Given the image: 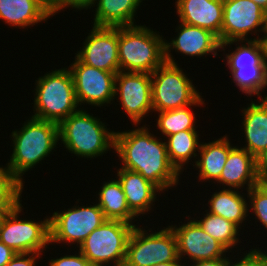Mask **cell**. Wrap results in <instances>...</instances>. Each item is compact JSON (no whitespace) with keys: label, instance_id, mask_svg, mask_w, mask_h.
<instances>
[{"label":"cell","instance_id":"cell-1","mask_svg":"<svg viewBox=\"0 0 267 266\" xmlns=\"http://www.w3.org/2000/svg\"><path fill=\"white\" fill-rule=\"evenodd\" d=\"M143 126L115 132L114 151L123 163L120 168L140 173L162 192L177 187L180 173L169 160L165 139L160 141Z\"/></svg>","mask_w":267,"mask_h":266},{"label":"cell","instance_id":"cell-2","mask_svg":"<svg viewBox=\"0 0 267 266\" xmlns=\"http://www.w3.org/2000/svg\"><path fill=\"white\" fill-rule=\"evenodd\" d=\"M22 126L11 133L13 152L6 165L23 183V174L55 151L60 140L57 123L31 116Z\"/></svg>","mask_w":267,"mask_h":266},{"label":"cell","instance_id":"cell-3","mask_svg":"<svg viewBox=\"0 0 267 266\" xmlns=\"http://www.w3.org/2000/svg\"><path fill=\"white\" fill-rule=\"evenodd\" d=\"M58 126L59 140L71 154L91 160L114 150L115 131L85 109H78Z\"/></svg>","mask_w":267,"mask_h":266},{"label":"cell","instance_id":"cell-4","mask_svg":"<svg viewBox=\"0 0 267 266\" xmlns=\"http://www.w3.org/2000/svg\"><path fill=\"white\" fill-rule=\"evenodd\" d=\"M165 39L146 25L118 27L120 71L151 74L165 62Z\"/></svg>","mask_w":267,"mask_h":266},{"label":"cell","instance_id":"cell-5","mask_svg":"<svg viewBox=\"0 0 267 266\" xmlns=\"http://www.w3.org/2000/svg\"><path fill=\"white\" fill-rule=\"evenodd\" d=\"M34 114L32 117L58 125L80 109L73 76L69 68L46 73L35 82Z\"/></svg>","mask_w":267,"mask_h":266},{"label":"cell","instance_id":"cell-6","mask_svg":"<svg viewBox=\"0 0 267 266\" xmlns=\"http://www.w3.org/2000/svg\"><path fill=\"white\" fill-rule=\"evenodd\" d=\"M259 37L258 34L254 39L227 41L220 44V50L225 51L228 45L235 43L238 45L230 54H224L233 83L247 97L257 95L260 100L263 99L260 94L267 87V66Z\"/></svg>","mask_w":267,"mask_h":266},{"label":"cell","instance_id":"cell-7","mask_svg":"<svg viewBox=\"0 0 267 266\" xmlns=\"http://www.w3.org/2000/svg\"><path fill=\"white\" fill-rule=\"evenodd\" d=\"M153 111L161 112L194 105L201 97L191 78L178 66L164 62L151 74Z\"/></svg>","mask_w":267,"mask_h":266},{"label":"cell","instance_id":"cell-8","mask_svg":"<svg viewBox=\"0 0 267 266\" xmlns=\"http://www.w3.org/2000/svg\"><path fill=\"white\" fill-rule=\"evenodd\" d=\"M135 224L106 220L79 245L89 263L102 266H124L127 242Z\"/></svg>","mask_w":267,"mask_h":266},{"label":"cell","instance_id":"cell-9","mask_svg":"<svg viewBox=\"0 0 267 266\" xmlns=\"http://www.w3.org/2000/svg\"><path fill=\"white\" fill-rule=\"evenodd\" d=\"M136 226L127 242L124 266H153L181 260L178 256L177 239L170 226L153 233L150 232L151 229L145 230Z\"/></svg>","mask_w":267,"mask_h":266},{"label":"cell","instance_id":"cell-10","mask_svg":"<svg viewBox=\"0 0 267 266\" xmlns=\"http://www.w3.org/2000/svg\"><path fill=\"white\" fill-rule=\"evenodd\" d=\"M22 207L19 204L4 215L0 241L16 253H41L50 245L49 217L37 222L20 219Z\"/></svg>","mask_w":267,"mask_h":266},{"label":"cell","instance_id":"cell-11","mask_svg":"<svg viewBox=\"0 0 267 266\" xmlns=\"http://www.w3.org/2000/svg\"><path fill=\"white\" fill-rule=\"evenodd\" d=\"M49 216L50 244L70 243L77 247L89 234L107 219L98 204L73 206L66 211L54 212Z\"/></svg>","mask_w":267,"mask_h":266},{"label":"cell","instance_id":"cell-12","mask_svg":"<svg viewBox=\"0 0 267 266\" xmlns=\"http://www.w3.org/2000/svg\"><path fill=\"white\" fill-rule=\"evenodd\" d=\"M68 68L74 81L79 106L90 104L101 107L116 99L114 94L117 73L103 71L80 62L76 57Z\"/></svg>","mask_w":267,"mask_h":266},{"label":"cell","instance_id":"cell-13","mask_svg":"<svg viewBox=\"0 0 267 266\" xmlns=\"http://www.w3.org/2000/svg\"><path fill=\"white\" fill-rule=\"evenodd\" d=\"M114 94L133 122L134 127L150 112L153 113L151 75L144 72L119 71L115 77Z\"/></svg>","mask_w":267,"mask_h":266},{"label":"cell","instance_id":"cell-14","mask_svg":"<svg viewBox=\"0 0 267 266\" xmlns=\"http://www.w3.org/2000/svg\"><path fill=\"white\" fill-rule=\"evenodd\" d=\"M264 17L265 11L251 0H223L221 43L264 33Z\"/></svg>","mask_w":267,"mask_h":266},{"label":"cell","instance_id":"cell-15","mask_svg":"<svg viewBox=\"0 0 267 266\" xmlns=\"http://www.w3.org/2000/svg\"><path fill=\"white\" fill-rule=\"evenodd\" d=\"M88 33L76 58L103 71H120L118 57V27L94 26Z\"/></svg>","mask_w":267,"mask_h":266},{"label":"cell","instance_id":"cell-16","mask_svg":"<svg viewBox=\"0 0 267 266\" xmlns=\"http://www.w3.org/2000/svg\"><path fill=\"white\" fill-rule=\"evenodd\" d=\"M193 219V220H191ZM187 223L170 227L177 239L178 256L182 260L189 259L190 262L200 260H212L216 258H226L229 250L206 233L202 227L191 218ZM187 256V257H186Z\"/></svg>","mask_w":267,"mask_h":266},{"label":"cell","instance_id":"cell-17","mask_svg":"<svg viewBox=\"0 0 267 266\" xmlns=\"http://www.w3.org/2000/svg\"><path fill=\"white\" fill-rule=\"evenodd\" d=\"M176 31L177 37H174L170 42L165 39V62L177 65L170 53L173 49L180 54L190 57L196 56L197 58L208 54L218 55L217 52L220 50L221 43L211 31L182 22L176 27Z\"/></svg>","mask_w":267,"mask_h":266},{"label":"cell","instance_id":"cell-18","mask_svg":"<svg viewBox=\"0 0 267 266\" xmlns=\"http://www.w3.org/2000/svg\"><path fill=\"white\" fill-rule=\"evenodd\" d=\"M179 22L207 29L221 43L223 0H175Z\"/></svg>","mask_w":267,"mask_h":266},{"label":"cell","instance_id":"cell-19","mask_svg":"<svg viewBox=\"0 0 267 266\" xmlns=\"http://www.w3.org/2000/svg\"><path fill=\"white\" fill-rule=\"evenodd\" d=\"M217 183L228 189H243L248 191L259 184L256 172V160L246 149L235 146L228 155L227 161Z\"/></svg>","mask_w":267,"mask_h":266},{"label":"cell","instance_id":"cell-20","mask_svg":"<svg viewBox=\"0 0 267 266\" xmlns=\"http://www.w3.org/2000/svg\"><path fill=\"white\" fill-rule=\"evenodd\" d=\"M122 186L129 209L137 216L147 214L162 192L157 186L146 180L140 173L124 168L117 170V178ZM147 212V213H146Z\"/></svg>","mask_w":267,"mask_h":266},{"label":"cell","instance_id":"cell-21","mask_svg":"<svg viewBox=\"0 0 267 266\" xmlns=\"http://www.w3.org/2000/svg\"><path fill=\"white\" fill-rule=\"evenodd\" d=\"M50 17L48 0H0V19L10 26L27 28Z\"/></svg>","mask_w":267,"mask_h":266},{"label":"cell","instance_id":"cell-22","mask_svg":"<svg viewBox=\"0 0 267 266\" xmlns=\"http://www.w3.org/2000/svg\"><path fill=\"white\" fill-rule=\"evenodd\" d=\"M258 103L252 101L247 108H242L245 142L243 149L256 157L267 148V95ZM260 102V103H259Z\"/></svg>","mask_w":267,"mask_h":266},{"label":"cell","instance_id":"cell-23","mask_svg":"<svg viewBox=\"0 0 267 266\" xmlns=\"http://www.w3.org/2000/svg\"><path fill=\"white\" fill-rule=\"evenodd\" d=\"M228 135H225L217 140L200 145L198 160H195V166L199 172V179L203 182H217L220 174L227 161L229 152L235 147L228 140ZM200 157V159H199Z\"/></svg>","mask_w":267,"mask_h":266},{"label":"cell","instance_id":"cell-24","mask_svg":"<svg viewBox=\"0 0 267 266\" xmlns=\"http://www.w3.org/2000/svg\"><path fill=\"white\" fill-rule=\"evenodd\" d=\"M143 0H95L94 26H135V15Z\"/></svg>","mask_w":267,"mask_h":266},{"label":"cell","instance_id":"cell-25","mask_svg":"<svg viewBox=\"0 0 267 266\" xmlns=\"http://www.w3.org/2000/svg\"><path fill=\"white\" fill-rule=\"evenodd\" d=\"M242 194L238 189L222 188L211 195V199L208 200L209 209L205 212L219 215L241 229L242 223L250 214L248 213V202L244 193Z\"/></svg>","mask_w":267,"mask_h":266},{"label":"cell","instance_id":"cell-26","mask_svg":"<svg viewBox=\"0 0 267 266\" xmlns=\"http://www.w3.org/2000/svg\"><path fill=\"white\" fill-rule=\"evenodd\" d=\"M98 193V206L101 208L107 220H120L129 224L137 221V217L127 204L125 194L119 180H109L102 183Z\"/></svg>","mask_w":267,"mask_h":266},{"label":"cell","instance_id":"cell-27","mask_svg":"<svg viewBox=\"0 0 267 266\" xmlns=\"http://www.w3.org/2000/svg\"><path fill=\"white\" fill-rule=\"evenodd\" d=\"M198 133L196 130H183L166 137L169 160L180 174L184 171L183 166L198 156L196 151L199 152L201 145Z\"/></svg>","mask_w":267,"mask_h":266},{"label":"cell","instance_id":"cell-28","mask_svg":"<svg viewBox=\"0 0 267 266\" xmlns=\"http://www.w3.org/2000/svg\"><path fill=\"white\" fill-rule=\"evenodd\" d=\"M204 101L201 96L194 105L157 112L159 115L158 119H156V127L166 137L183 130H196V116L189 108L191 106H203V104L205 105Z\"/></svg>","mask_w":267,"mask_h":266},{"label":"cell","instance_id":"cell-29","mask_svg":"<svg viewBox=\"0 0 267 266\" xmlns=\"http://www.w3.org/2000/svg\"><path fill=\"white\" fill-rule=\"evenodd\" d=\"M195 221L206 233L218 240L228 250H232L238 245L240 228L236 224L209 212L205 213L202 219H195Z\"/></svg>","mask_w":267,"mask_h":266},{"label":"cell","instance_id":"cell-30","mask_svg":"<svg viewBox=\"0 0 267 266\" xmlns=\"http://www.w3.org/2000/svg\"><path fill=\"white\" fill-rule=\"evenodd\" d=\"M24 189L22 183L7 167L0 166V206L7 211L13 210L21 204V194Z\"/></svg>","mask_w":267,"mask_h":266},{"label":"cell","instance_id":"cell-31","mask_svg":"<svg viewBox=\"0 0 267 266\" xmlns=\"http://www.w3.org/2000/svg\"><path fill=\"white\" fill-rule=\"evenodd\" d=\"M246 197L250 198L248 202V210L251 209L254 215L264 228L267 229V191L257 184L247 191ZM250 205V206H249Z\"/></svg>","mask_w":267,"mask_h":266},{"label":"cell","instance_id":"cell-32","mask_svg":"<svg viewBox=\"0 0 267 266\" xmlns=\"http://www.w3.org/2000/svg\"><path fill=\"white\" fill-rule=\"evenodd\" d=\"M95 6V0H48L50 16H54L59 11L71 7L77 10L90 9Z\"/></svg>","mask_w":267,"mask_h":266},{"label":"cell","instance_id":"cell-33","mask_svg":"<svg viewBox=\"0 0 267 266\" xmlns=\"http://www.w3.org/2000/svg\"><path fill=\"white\" fill-rule=\"evenodd\" d=\"M262 249L252 248L248 253H244L243 258L232 262L228 257L227 266H267V253L261 251ZM240 260V261H239Z\"/></svg>","mask_w":267,"mask_h":266},{"label":"cell","instance_id":"cell-34","mask_svg":"<svg viewBox=\"0 0 267 266\" xmlns=\"http://www.w3.org/2000/svg\"><path fill=\"white\" fill-rule=\"evenodd\" d=\"M49 266H86L89 261L87 258L78 250V254L65 255L60 258H54L48 261Z\"/></svg>","mask_w":267,"mask_h":266},{"label":"cell","instance_id":"cell-35","mask_svg":"<svg viewBox=\"0 0 267 266\" xmlns=\"http://www.w3.org/2000/svg\"><path fill=\"white\" fill-rule=\"evenodd\" d=\"M41 253H16L5 266H36V258L40 259Z\"/></svg>","mask_w":267,"mask_h":266},{"label":"cell","instance_id":"cell-36","mask_svg":"<svg viewBox=\"0 0 267 266\" xmlns=\"http://www.w3.org/2000/svg\"><path fill=\"white\" fill-rule=\"evenodd\" d=\"M255 160L258 178H267V148L260 152Z\"/></svg>","mask_w":267,"mask_h":266},{"label":"cell","instance_id":"cell-37","mask_svg":"<svg viewBox=\"0 0 267 266\" xmlns=\"http://www.w3.org/2000/svg\"><path fill=\"white\" fill-rule=\"evenodd\" d=\"M15 254V251L0 241V266H5Z\"/></svg>","mask_w":267,"mask_h":266},{"label":"cell","instance_id":"cell-38","mask_svg":"<svg viewBox=\"0 0 267 266\" xmlns=\"http://www.w3.org/2000/svg\"><path fill=\"white\" fill-rule=\"evenodd\" d=\"M228 257L227 258H216L212 260H200L190 263L189 266H227ZM184 266H187L184 264Z\"/></svg>","mask_w":267,"mask_h":266},{"label":"cell","instance_id":"cell-39","mask_svg":"<svg viewBox=\"0 0 267 266\" xmlns=\"http://www.w3.org/2000/svg\"><path fill=\"white\" fill-rule=\"evenodd\" d=\"M261 41V44L263 46V50H264V61L266 63L267 66V33H264L261 38H258Z\"/></svg>","mask_w":267,"mask_h":266},{"label":"cell","instance_id":"cell-40","mask_svg":"<svg viewBox=\"0 0 267 266\" xmlns=\"http://www.w3.org/2000/svg\"><path fill=\"white\" fill-rule=\"evenodd\" d=\"M181 261L183 260H174L171 262L158 263L153 266H184L185 263H182Z\"/></svg>","mask_w":267,"mask_h":266},{"label":"cell","instance_id":"cell-41","mask_svg":"<svg viewBox=\"0 0 267 266\" xmlns=\"http://www.w3.org/2000/svg\"><path fill=\"white\" fill-rule=\"evenodd\" d=\"M257 4L263 11L267 10V0H251Z\"/></svg>","mask_w":267,"mask_h":266},{"label":"cell","instance_id":"cell-42","mask_svg":"<svg viewBox=\"0 0 267 266\" xmlns=\"http://www.w3.org/2000/svg\"><path fill=\"white\" fill-rule=\"evenodd\" d=\"M259 184L267 191V178H258Z\"/></svg>","mask_w":267,"mask_h":266},{"label":"cell","instance_id":"cell-43","mask_svg":"<svg viewBox=\"0 0 267 266\" xmlns=\"http://www.w3.org/2000/svg\"><path fill=\"white\" fill-rule=\"evenodd\" d=\"M7 212H8V211H7L4 207L0 206V224H1V222H2V219H3L4 215H5Z\"/></svg>","mask_w":267,"mask_h":266},{"label":"cell","instance_id":"cell-44","mask_svg":"<svg viewBox=\"0 0 267 266\" xmlns=\"http://www.w3.org/2000/svg\"><path fill=\"white\" fill-rule=\"evenodd\" d=\"M264 33H267V10L265 11L264 17Z\"/></svg>","mask_w":267,"mask_h":266},{"label":"cell","instance_id":"cell-45","mask_svg":"<svg viewBox=\"0 0 267 266\" xmlns=\"http://www.w3.org/2000/svg\"><path fill=\"white\" fill-rule=\"evenodd\" d=\"M86 266H102V265L94 264V263H88Z\"/></svg>","mask_w":267,"mask_h":266}]
</instances>
